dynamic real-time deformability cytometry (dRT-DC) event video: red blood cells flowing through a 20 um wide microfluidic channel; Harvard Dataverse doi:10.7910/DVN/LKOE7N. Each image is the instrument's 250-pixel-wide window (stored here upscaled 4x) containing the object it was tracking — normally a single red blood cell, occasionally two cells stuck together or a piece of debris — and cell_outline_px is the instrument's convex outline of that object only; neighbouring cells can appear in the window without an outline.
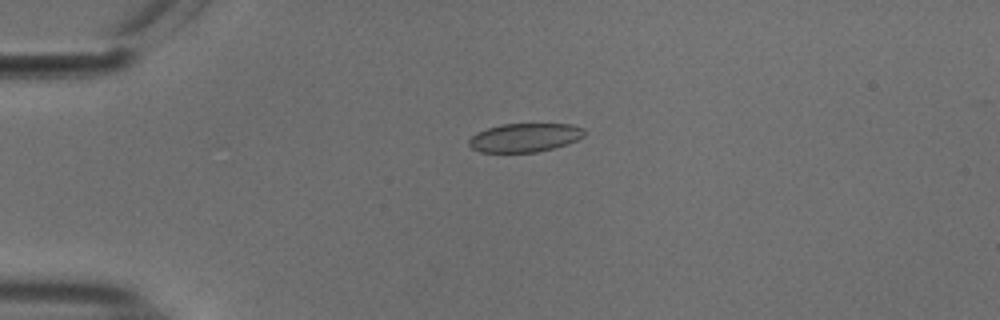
{"species": "common noctule bat (a hibernating species)", "species_latin": "Nyctalus noctula", "temperature_condition": "cold", "stored_images_in_passage": 55, "camera_frame_rate_fps": 3000, "um_per_image_px": 0.085, "animal": {"sex": "male", "body_mass_g": 18.8}, "frame": {"image": 1, "passage_image": 14, "time_ms": 4.333, "image_size_px": [1000, 320], "cell_outline_px": [[584, 136], [568, 144], [536, 152], [480, 152], [472, 148], [468, 144], [468, 140], [476, 132], [500, 124], [572, 124], [584, 128]], "centroid_in_image_um": [44.59, 11.69], "position_along_channel_um": 40.4, "area_um2": 19.31}}
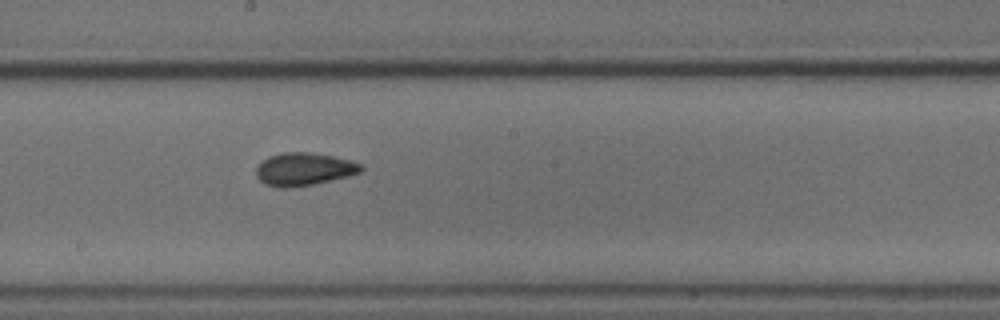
{"frame": {"image": 2, "passage_image": 31, "time_ms": 10.0, "image_size_px": [1000, 320], "cell_outline_px": [[364, 168], [360, 172], [348, 176], [316, 184], [288, 188], [280, 188], [264, 184], [256, 176], [256, 168], [268, 156], [284, 152], [308, 152], [332, 156], [364, 164]], "centroid_in_image_um": [25.84, 14.39], "position_along_channel_um": 222.4, "area_um2": 20.11}}
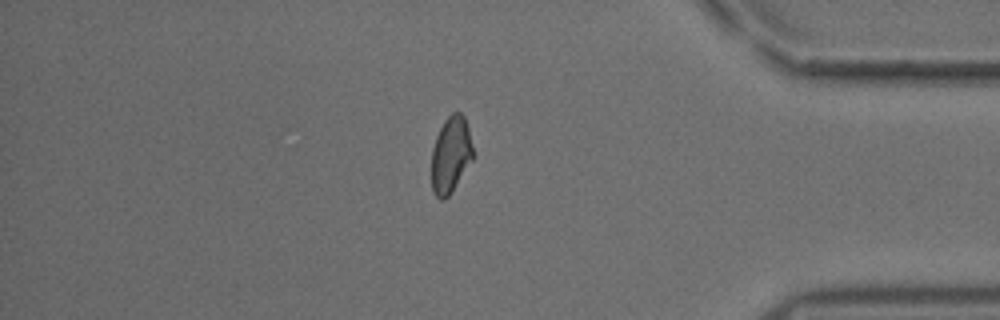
{"frame": {"image": 3, "passage_image": 47, "time_ms": 15.333, "image_size_px": [1000, 320], "cell_outline_px": [[472, 160], [448, 196], [444, 200], [440, 200], [432, 192], [432, 148], [436, 136], [444, 120], [452, 112], [460, 112], [464, 116], [468, 128], [472, 144]], "centroid_in_image_um": [38.29, 13.14], "position_along_channel_um": 396.9, "area_um2": 18.26}, "authors_computed_cell_mechanics": {"area_um2": 19.4786, "velocity_mm_per_s": 3.7607, "shape_relaxation_time_tau1_ms": 5.3637, "shape_relaxation_time_tau2_ms": 2.5997, "deformation_change_tau1": 0.1093, "deformation_change_tau2": 0.0566}}